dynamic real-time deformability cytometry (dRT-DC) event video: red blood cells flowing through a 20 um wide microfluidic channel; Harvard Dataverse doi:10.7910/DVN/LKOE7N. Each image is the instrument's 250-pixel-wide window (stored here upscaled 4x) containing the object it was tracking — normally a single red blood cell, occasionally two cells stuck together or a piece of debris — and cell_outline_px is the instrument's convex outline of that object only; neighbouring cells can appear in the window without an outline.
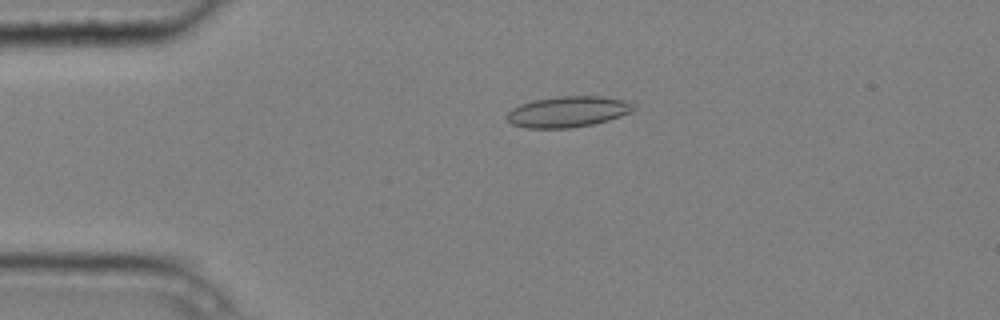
{"species": "common noctule bat (a hibernating species)", "species_latin": "Nyctalus noctula", "temperature_condition": "cold", "stored_images_in_passage": 5, "camera_frame_rate_fps": 3000, "um_per_image_px": 0.085, "animal": {"sex": "male", "body_mass_g": 20.4}, "frame": {"image": 1, "passage_image": 4, "time_ms": 1.0, "image_size_px": [1000, 320], "cell_outline_px": [[636, 108], [632, 112], [608, 120], [592, 124], [568, 128], [524, 128], [512, 124], [504, 116], [512, 108], [520, 104], [532, 100], [556, 96], [600, 96], [624, 100], [632, 104]], "centroid_in_image_um": [48.23, 9.49], "position_along_channel_um": 36.8, "area_um2": 22.89}}